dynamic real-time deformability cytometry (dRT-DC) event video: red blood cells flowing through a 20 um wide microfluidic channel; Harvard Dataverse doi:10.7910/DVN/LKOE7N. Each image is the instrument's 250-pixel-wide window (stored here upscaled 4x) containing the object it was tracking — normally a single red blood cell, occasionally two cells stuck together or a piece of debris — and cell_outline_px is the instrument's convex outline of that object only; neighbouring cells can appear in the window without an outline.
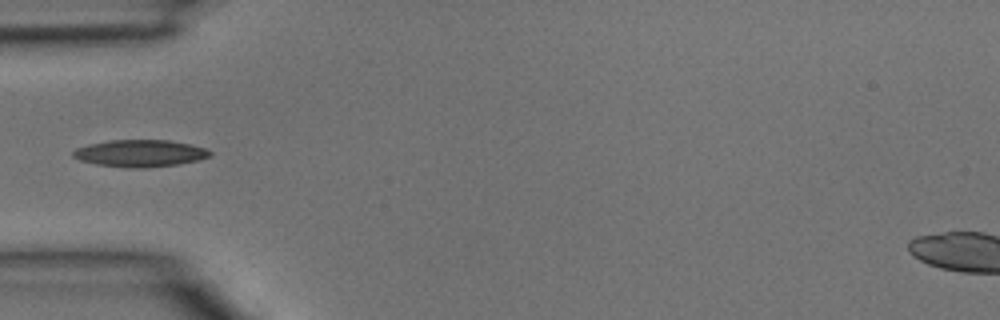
{"species": "common noctule bat (a hibernating species)", "species_latin": "Nyctalus noctula", "temperature_condition": "room temperature", "stored_images_in_passage": 4, "camera_frame_rate_fps": 3000, "um_per_image_px": 0.085, "animal": {"sex": "male", "body_mass_g": 15.6}, "frame": {"image": 1, "passage_image": 4, "time_ms": 1.0, "image_size_px": [1000, 320], "cell_outline_px": [[212, 156], [200, 160], [176, 164], [144, 168], [132, 168], [96, 164], [80, 160], [72, 156], [72, 152], [76, 148], [88, 144], [108, 140], [168, 140], [188, 144], [204, 148], [212, 152]], "centroid_in_image_um": [11.89, 13.03], "position_along_channel_um": 73.1, "area_um2": 21.5}}